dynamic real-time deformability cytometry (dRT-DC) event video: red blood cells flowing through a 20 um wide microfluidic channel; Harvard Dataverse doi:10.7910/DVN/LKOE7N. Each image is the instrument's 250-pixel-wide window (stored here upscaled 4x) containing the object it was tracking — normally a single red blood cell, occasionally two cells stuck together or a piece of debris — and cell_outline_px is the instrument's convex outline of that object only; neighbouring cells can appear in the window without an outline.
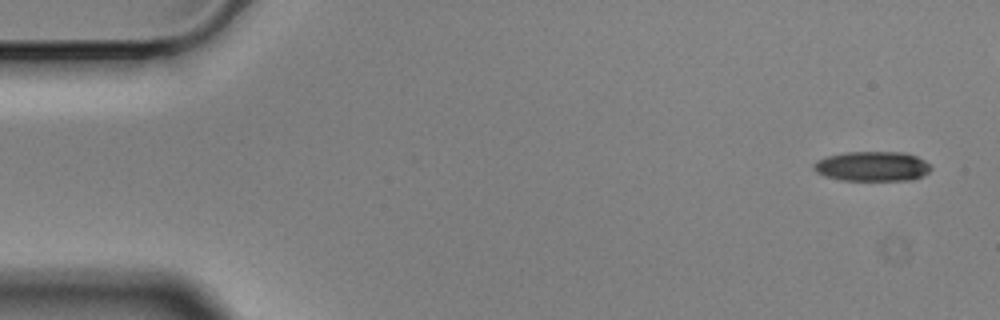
{"species": "Egyptian fruit bat (a non-hibernating species)", "species_latin": "Rousettus aegyptiacus", "temperature_condition": "cold", "stored_images_in_passage": 5, "camera_frame_rate_fps": 3000, "um_per_image_px": 0.085, "animal": {"sex": "male"}, "frame": {"image": 1, "passage_image": 1, "time_ms": 0.0, "image_size_px": [1000, 320], "cell_outline_px": [[932, 168], [928, 172], [912, 180], [840, 180], [824, 176], [816, 172], [812, 168], [812, 164], [816, 160], [828, 156], [844, 152], [904, 152], [916, 156], [924, 160]], "centroid_in_image_um": [74.09, 14.13], "position_along_channel_um": 10.9, "area_um2": 20.4}}